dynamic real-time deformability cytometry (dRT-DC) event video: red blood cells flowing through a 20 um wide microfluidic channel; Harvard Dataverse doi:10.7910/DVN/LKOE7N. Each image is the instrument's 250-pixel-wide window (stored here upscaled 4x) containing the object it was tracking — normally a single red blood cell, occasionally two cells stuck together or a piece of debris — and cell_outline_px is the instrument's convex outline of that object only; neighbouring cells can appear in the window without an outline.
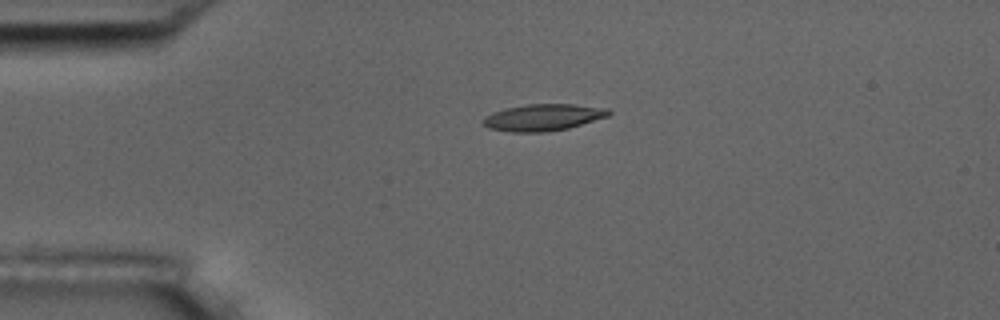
{"species": "common noctule bat (a hibernating species)", "species_latin": "Nyctalus noctula", "temperature_condition": "room temperature", "stored_images_in_passage": 3, "camera_frame_rate_fps": 3000, "um_per_image_px": 0.085, "animal": {"sex": "male", "body_mass_g": 17.5, "forearm_length_mm": 52.3}, "frame": {"image": 1, "passage_image": 2, "time_ms": 0.333, "image_size_px": [1000, 320], "cell_outline_px": [[612, 112], [608, 116], [568, 128], [544, 132], [512, 132], [488, 128], [484, 124], [484, 116], [492, 112], [508, 108], [528, 104], [572, 104], [608, 108]], "centroid_in_image_um": [46.18, 9.97], "position_along_channel_um": 38.8, "area_um2": 19.36}}